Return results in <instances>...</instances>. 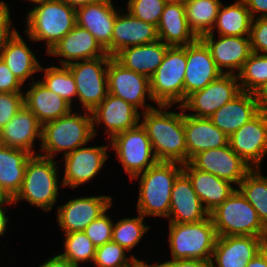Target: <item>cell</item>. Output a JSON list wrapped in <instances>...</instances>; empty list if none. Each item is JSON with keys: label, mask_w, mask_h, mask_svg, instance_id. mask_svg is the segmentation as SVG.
Masks as SVG:
<instances>
[{"label": "cell", "mask_w": 267, "mask_h": 267, "mask_svg": "<svg viewBox=\"0 0 267 267\" xmlns=\"http://www.w3.org/2000/svg\"><path fill=\"white\" fill-rule=\"evenodd\" d=\"M183 172L209 214L236 190L231 182L208 172L195 169L189 162L183 164Z\"/></svg>", "instance_id": "29"}, {"label": "cell", "mask_w": 267, "mask_h": 267, "mask_svg": "<svg viewBox=\"0 0 267 267\" xmlns=\"http://www.w3.org/2000/svg\"><path fill=\"white\" fill-rule=\"evenodd\" d=\"M113 197L110 195H87L70 199L58 205L56 208V220L64 234L69 232L84 231V229L112 204Z\"/></svg>", "instance_id": "14"}, {"label": "cell", "mask_w": 267, "mask_h": 267, "mask_svg": "<svg viewBox=\"0 0 267 267\" xmlns=\"http://www.w3.org/2000/svg\"><path fill=\"white\" fill-rule=\"evenodd\" d=\"M210 216L182 171L174 181L168 222L197 223Z\"/></svg>", "instance_id": "25"}, {"label": "cell", "mask_w": 267, "mask_h": 267, "mask_svg": "<svg viewBox=\"0 0 267 267\" xmlns=\"http://www.w3.org/2000/svg\"><path fill=\"white\" fill-rule=\"evenodd\" d=\"M108 142V143H107ZM110 141L99 146L88 144L77 148L75 151L63 156L61 177L62 185L71 189H77L86 183L93 181L102 172L109 158Z\"/></svg>", "instance_id": "11"}, {"label": "cell", "mask_w": 267, "mask_h": 267, "mask_svg": "<svg viewBox=\"0 0 267 267\" xmlns=\"http://www.w3.org/2000/svg\"><path fill=\"white\" fill-rule=\"evenodd\" d=\"M210 216L217 236H254L267 241V228L237 188Z\"/></svg>", "instance_id": "7"}, {"label": "cell", "mask_w": 267, "mask_h": 267, "mask_svg": "<svg viewBox=\"0 0 267 267\" xmlns=\"http://www.w3.org/2000/svg\"><path fill=\"white\" fill-rule=\"evenodd\" d=\"M170 260H211L216 230L211 216L197 223L169 222L167 225Z\"/></svg>", "instance_id": "6"}, {"label": "cell", "mask_w": 267, "mask_h": 267, "mask_svg": "<svg viewBox=\"0 0 267 267\" xmlns=\"http://www.w3.org/2000/svg\"><path fill=\"white\" fill-rule=\"evenodd\" d=\"M23 1H24V0H23ZM25 1H27V2L30 3V4H33V3H35V2L42 1V0H25Z\"/></svg>", "instance_id": "58"}, {"label": "cell", "mask_w": 267, "mask_h": 267, "mask_svg": "<svg viewBox=\"0 0 267 267\" xmlns=\"http://www.w3.org/2000/svg\"><path fill=\"white\" fill-rule=\"evenodd\" d=\"M267 245L262 237L218 236L212 254L213 267H246Z\"/></svg>", "instance_id": "21"}, {"label": "cell", "mask_w": 267, "mask_h": 267, "mask_svg": "<svg viewBox=\"0 0 267 267\" xmlns=\"http://www.w3.org/2000/svg\"><path fill=\"white\" fill-rule=\"evenodd\" d=\"M128 253L130 252L116 242H107L96 248L93 265L95 267H135L139 262H148L136 258L134 252Z\"/></svg>", "instance_id": "41"}, {"label": "cell", "mask_w": 267, "mask_h": 267, "mask_svg": "<svg viewBox=\"0 0 267 267\" xmlns=\"http://www.w3.org/2000/svg\"><path fill=\"white\" fill-rule=\"evenodd\" d=\"M189 163L195 169L216 175L235 186H238L252 169L231 149L229 143L220 148L201 151L194 155Z\"/></svg>", "instance_id": "17"}, {"label": "cell", "mask_w": 267, "mask_h": 267, "mask_svg": "<svg viewBox=\"0 0 267 267\" xmlns=\"http://www.w3.org/2000/svg\"><path fill=\"white\" fill-rule=\"evenodd\" d=\"M91 114L94 137L99 132L96 129L103 126L105 139L110 141L115 135L136 127L140 123L141 112L120 97L108 93Z\"/></svg>", "instance_id": "15"}, {"label": "cell", "mask_w": 267, "mask_h": 267, "mask_svg": "<svg viewBox=\"0 0 267 267\" xmlns=\"http://www.w3.org/2000/svg\"><path fill=\"white\" fill-rule=\"evenodd\" d=\"M31 156L28 151L0 145V183L12 198L21 189L27 161Z\"/></svg>", "instance_id": "33"}, {"label": "cell", "mask_w": 267, "mask_h": 267, "mask_svg": "<svg viewBox=\"0 0 267 267\" xmlns=\"http://www.w3.org/2000/svg\"><path fill=\"white\" fill-rule=\"evenodd\" d=\"M112 206L113 204L83 231L96 248L112 241L114 221L112 216L109 217V210Z\"/></svg>", "instance_id": "43"}, {"label": "cell", "mask_w": 267, "mask_h": 267, "mask_svg": "<svg viewBox=\"0 0 267 267\" xmlns=\"http://www.w3.org/2000/svg\"><path fill=\"white\" fill-rule=\"evenodd\" d=\"M167 1L185 3L187 0H167Z\"/></svg>", "instance_id": "57"}, {"label": "cell", "mask_w": 267, "mask_h": 267, "mask_svg": "<svg viewBox=\"0 0 267 267\" xmlns=\"http://www.w3.org/2000/svg\"><path fill=\"white\" fill-rule=\"evenodd\" d=\"M249 39L253 53L267 54V18L252 19Z\"/></svg>", "instance_id": "45"}, {"label": "cell", "mask_w": 267, "mask_h": 267, "mask_svg": "<svg viewBox=\"0 0 267 267\" xmlns=\"http://www.w3.org/2000/svg\"><path fill=\"white\" fill-rule=\"evenodd\" d=\"M185 15L193 33L200 38L210 33L215 25L221 0H187Z\"/></svg>", "instance_id": "35"}, {"label": "cell", "mask_w": 267, "mask_h": 267, "mask_svg": "<svg viewBox=\"0 0 267 267\" xmlns=\"http://www.w3.org/2000/svg\"><path fill=\"white\" fill-rule=\"evenodd\" d=\"M186 61L184 101L188 95L204 89L223 74L215 64L208 47L200 38L186 45Z\"/></svg>", "instance_id": "19"}, {"label": "cell", "mask_w": 267, "mask_h": 267, "mask_svg": "<svg viewBox=\"0 0 267 267\" xmlns=\"http://www.w3.org/2000/svg\"><path fill=\"white\" fill-rule=\"evenodd\" d=\"M13 202V198L6 192L0 183V203Z\"/></svg>", "instance_id": "55"}, {"label": "cell", "mask_w": 267, "mask_h": 267, "mask_svg": "<svg viewBox=\"0 0 267 267\" xmlns=\"http://www.w3.org/2000/svg\"><path fill=\"white\" fill-rule=\"evenodd\" d=\"M156 267H213L211 260L200 259H184V260H169L167 258L161 263H153Z\"/></svg>", "instance_id": "48"}, {"label": "cell", "mask_w": 267, "mask_h": 267, "mask_svg": "<svg viewBox=\"0 0 267 267\" xmlns=\"http://www.w3.org/2000/svg\"><path fill=\"white\" fill-rule=\"evenodd\" d=\"M111 56L77 61L67 65L77 88L76 104L84 111H93L107 96V67Z\"/></svg>", "instance_id": "10"}, {"label": "cell", "mask_w": 267, "mask_h": 267, "mask_svg": "<svg viewBox=\"0 0 267 267\" xmlns=\"http://www.w3.org/2000/svg\"><path fill=\"white\" fill-rule=\"evenodd\" d=\"M62 1H64L65 3L70 5L71 7H74L75 9H77L78 7L92 4V3H96V2H99L101 0H62Z\"/></svg>", "instance_id": "54"}, {"label": "cell", "mask_w": 267, "mask_h": 267, "mask_svg": "<svg viewBox=\"0 0 267 267\" xmlns=\"http://www.w3.org/2000/svg\"><path fill=\"white\" fill-rule=\"evenodd\" d=\"M170 46L157 40L152 43L127 47L113 58L123 67L150 78L163 62Z\"/></svg>", "instance_id": "32"}, {"label": "cell", "mask_w": 267, "mask_h": 267, "mask_svg": "<svg viewBox=\"0 0 267 267\" xmlns=\"http://www.w3.org/2000/svg\"><path fill=\"white\" fill-rule=\"evenodd\" d=\"M24 106V92H0V130Z\"/></svg>", "instance_id": "44"}, {"label": "cell", "mask_w": 267, "mask_h": 267, "mask_svg": "<svg viewBox=\"0 0 267 267\" xmlns=\"http://www.w3.org/2000/svg\"><path fill=\"white\" fill-rule=\"evenodd\" d=\"M184 131L187 162L197 153L226 146L228 136L219 130L210 118L195 117L184 112Z\"/></svg>", "instance_id": "28"}, {"label": "cell", "mask_w": 267, "mask_h": 267, "mask_svg": "<svg viewBox=\"0 0 267 267\" xmlns=\"http://www.w3.org/2000/svg\"><path fill=\"white\" fill-rule=\"evenodd\" d=\"M124 8L118 12L114 22L112 43L110 44L111 57L127 47L159 40L155 25L135 18Z\"/></svg>", "instance_id": "24"}, {"label": "cell", "mask_w": 267, "mask_h": 267, "mask_svg": "<svg viewBox=\"0 0 267 267\" xmlns=\"http://www.w3.org/2000/svg\"><path fill=\"white\" fill-rule=\"evenodd\" d=\"M252 19L267 18V0H243Z\"/></svg>", "instance_id": "49"}, {"label": "cell", "mask_w": 267, "mask_h": 267, "mask_svg": "<svg viewBox=\"0 0 267 267\" xmlns=\"http://www.w3.org/2000/svg\"><path fill=\"white\" fill-rule=\"evenodd\" d=\"M252 17L243 0L219 7L216 22L210 33L222 36H249ZM216 31V32H215Z\"/></svg>", "instance_id": "34"}, {"label": "cell", "mask_w": 267, "mask_h": 267, "mask_svg": "<svg viewBox=\"0 0 267 267\" xmlns=\"http://www.w3.org/2000/svg\"><path fill=\"white\" fill-rule=\"evenodd\" d=\"M25 85L10 71L0 58V92H24Z\"/></svg>", "instance_id": "47"}, {"label": "cell", "mask_w": 267, "mask_h": 267, "mask_svg": "<svg viewBox=\"0 0 267 267\" xmlns=\"http://www.w3.org/2000/svg\"><path fill=\"white\" fill-rule=\"evenodd\" d=\"M30 48L17 30L0 54V58L23 85L35 81L34 74H38L42 65Z\"/></svg>", "instance_id": "30"}, {"label": "cell", "mask_w": 267, "mask_h": 267, "mask_svg": "<svg viewBox=\"0 0 267 267\" xmlns=\"http://www.w3.org/2000/svg\"><path fill=\"white\" fill-rule=\"evenodd\" d=\"M135 267H156L154 264L148 262H139Z\"/></svg>", "instance_id": "56"}, {"label": "cell", "mask_w": 267, "mask_h": 267, "mask_svg": "<svg viewBox=\"0 0 267 267\" xmlns=\"http://www.w3.org/2000/svg\"><path fill=\"white\" fill-rule=\"evenodd\" d=\"M8 3L4 0L0 1V54L5 48L8 40L16 33L18 29L15 28L10 14Z\"/></svg>", "instance_id": "46"}, {"label": "cell", "mask_w": 267, "mask_h": 267, "mask_svg": "<svg viewBox=\"0 0 267 267\" xmlns=\"http://www.w3.org/2000/svg\"><path fill=\"white\" fill-rule=\"evenodd\" d=\"M110 150H114L116 160L121 163L129 180L158 162L147 131L141 123L115 135L110 140Z\"/></svg>", "instance_id": "9"}, {"label": "cell", "mask_w": 267, "mask_h": 267, "mask_svg": "<svg viewBox=\"0 0 267 267\" xmlns=\"http://www.w3.org/2000/svg\"><path fill=\"white\" fill-rule=\"evenodd\" d=\"M6 205V206H5ZM11 205H15L13 202H5V203H0V237H3L6 234V231H8V222L10 221L8 215V206L11 207Z\"/></svg>", "instance_id": "51"}, {"label": "cell", "mask_w": 267, "mask_h": 267, "mask_svg": "<svg viewBox=\"0 0 267 267\" xmlns=\"http://www.w3.org/2000/svg\"><path fill=\"white\" fill-rule=\"evenodd\" d=\"M27 87L29 89H24V105L42 125L67 115L73 109L65 99L49 90L40 80L32 81Z\"/></svg>", "instance_id": "27"}, {"label": "cell", "mask_w": 267, "mask_h": 267, "mask_svg": "<svg viewBox=\"0 0 267 267\" xmlns=\"http://www.w3.org/2000/svg\"><path fill=\"white\" fill-rule=\"evenodd\" d=\"M261 110L267 111V84L256 94Z\"/></svg>", "instance_id": "53"}, {"label": "cell", "mask_w": 267, "mask_h": 267, "mask_svg": "<svg viewBox=\"0 0 267 267\" xmlns=\"http://www.w3.org/2000/svg\"><path fill=\"white\" fill-rule=\"evenodd\" d=\"M186 46H170L163 62L149 78L155 105H181L184 102Z\"/></svg>", "instance_id": "8"}, {"label": "cell", "mask_w": 267, "mask_h": 267, "mask_svg": "<svg viewBox=\"0 0 267 267\" xmlns=\"http://www.w3.org/2000/svg\"><path fill=\"white\" fill-rule=\"evenodd\" d=\"M114 5L112 0H101L76 9V24L87 29L109 56L116 15L123 8Z\"/></svg>", "instance_id": "20"}, {"label": "cell", "mask_w": 267, "mask_h": 267, "mask_svg": "<svg viewBox=\"0 0 267 267\" xmlns=\"http://www.w3.org/2000/svg\"><path fill=\"white\" fill-rule=\"evenodd\" d=\"M237 77L241 91L257 94L267 84V54L252 52Z\"/></svg>", "instance_id": "39"}, {"label": "cell", "mask_w": 267, "mask_h": 267, "mask_svg": "<svg viewBox=\"0 0 267 267\" xmlns=\"http://www.w3.org/2000/svg\"><path fill=\"white\" fill-rule=\"evenodd\" d=\"M107 83L108 93L120 97L138 111L142 109L141 113L156 107L151 104L154 100L150 92L149 78L126 69L113 57L109 60L107 67Z\"/></svg>", "instance_id": "12"}, {"label": "cell", "mask_w": 267, "mask_h": 267, "mask_svg": "<svg viewBox=\"0 0 267 267\" xmlns=\"http://www.w3.org/2000/svg\"><path fill=\"white\" fill-rule=\"evenodd\" d=\"M231 149L252 169L261 168L267 155V111L261 110L252 120L229 137Z\"/></svg>", "instance_id": "16"}, {"label": "cell", "mask_w": 267, "mask_h": 267, "mask_svg": "<svg viewBox=\"0 0 267 267\" xmlns=\"http://www.w3.org/2000/svg\"><path fill=\"white\" fill-rule=\"evenodd\" d=\"M38 267H78L72 264L67 259L62 258L59 254L49 257L42 264L38 265Z\"/></svg>", "instance_id": "50"}, {"label": "cell", "mask_w": 267, "mask_h": 267, "mask_svg": "<svg viewBox=\"0 0 267 267\" xmlns=\"http://www.w3.org/2000/svg\"><path fill=\"white\" fill-rule=\"evenodd\" d=\"M160 41L169 46H186L198 37L188 25L185 15V4L168 1L157 25Z\"/></svg>", "instance_id": "31"}, {"label": "cell", "mask_w": 267, "mask_h": 267, "mask_svg": "<svg viewBox=\"0 0 267 267\" xmlns=\"http://www.w3.org/2000/svg\"><path fill=\"white\" fill-rule=\"evenodd\" d=\"M144 220L145 217L138 212L135 217L114 220L112 241L131 254V250H134L138 243L142 241L145 233L150 230V226L146 225Z\"/></svg>", "instance_id": "38"}, {"label": "cell", "mask_w": 267, "mask_h": 267, "mask_svg": "<svg viewBox=\"0 0 267 267\" xmlns=\"http://www.w3.org/2000/svg\"><path fill=\"white\" fill-rule=\"evenodd\" d=\"M43 72L40 81L51 91L65 99L74 109L77 99V88L74 76L67 66H42L40 71ZM74 100V101H73Z\"/></svg>", "instance_id": "37"}, {"label": "cell", "mask_w": 267, "mask_h": 267, "mask_svg": "<svg viewBox=\"0 0 267 267\" xmlns=\"http://www.w3.org/2000/svg\"><path fill=\"white\" fill-rule=\"evenodd\" d=\"M241 92L237 75L222 74L204 89L194 91L181 104L191 116L210 118L216 110Z\"/></svg>", "instance_id": "13"}, {"label": "cell", "mask_w": 267, "mask_h": 267, "mask_svg": "<svg viewBox=\"0 0 267 267\" xmlns=\"http://www.w3.org/2000/svg\"><path fill=\"white\" fill-rule=\"evenodd\" d=\"M42 124L24 105L16 115L0 130L1 145L28 151L38 155L41 146ZM38 152V153H37Z\"/></svg>", "instance_id": "23"}, {"label": "cell", "mask_w": 267, "mask_h": 267, "mask_svg": "<svg viewBox=\"0 0 267 267\" xmlns=\"http://www.w3.org/2000/svg\"><path fill=\"white\" fill-rule=\"evenodd\" d=\"M167 0H128L125 4L132 16L157 27Z\"/></svg>", "instance_id": "42"}, {"label": "cell", "mask_w": 267, "mask_h": 267, "mask_svg": "<svg viewBox=\"0 0 267 267\" xmlns=\"http://www.w3.org/2000/svg\"><path fill=\"white\" fill-rule=\"evenodd\" d=\"M261 168L251 169L237 189L257 211L262 224L267 228V176Z\"/></svg>", "instance_id": "36"}, {"label": "cell", "mask_w": 267, "mask_h": 267, "mask_svg": "<svg viewBox=\"0 0 267 267\" xmlns=\"http://www.w3.org/2000/svg\"><path fill=\"white\" fill-rule=\"evenodd\" d=\"M260 111L261 107L257 95L241 91L231 101L216 110L210 120L229 138Z\"/></svg>", "instance_id": "26"}, {"label": "cell", "mask_w": 267, "mask_h": 267, "mask_svg": "<svg viewBox=\"0 0 267 267\" xmlns=\"http://www.w3.org/2000/svg\"><path fill=\"white\" fill-rule=\"evenodd\" d=\"M78 111L42 125L39 155L55 159L62 152L63 157L94 140L91 112Z\"/></svg>", "instance_id": "3"}, {"label": "cell", "mask_w": 267, "mask_h": 267, "mask_svg": "<svg viewBox=\"0 0 267 267\" xmlns=\"http://www.w3.org/2000/svg\"><path fill=\"white\" fill-rule=\"evenodd\" d=\"M32 7V8H31ZM25 12V36L44 42L46 54L76 25V9L62 0H42Z\"/></svg>", "instance_id": "2"}, {"label": "cell", "mask_w": 267, "mask_h": 267, "mask_svg": "<svg viewBox=\"0 0 267 267\" xmlns=\"http://www.w3.org/2000/svg\"><path fill=\"white\" fill-rule=\"evenodd\" d=\"M46 55L57 57L60 66L109 56L95 37L77 24Z\"/></svg>", "instance_id": "22"}, {"label": "cell", "mask_w": 267, "mask_h": 267, "mask_svg": "<svg viewBox=\"0 0 267 267\" xmlns=\"http://www.w3.org/2000/svg\"><path fill=\"white\" fill-rule=\"evenodd\" d=\"M174 105H156L140 114V123L147 131L153 153L158 162L187 163V146L184 131V111L170 108Z\"/></svg>", "instance_id": "1"}, {"label": "cell", "mask_w": 267, "mask_h": 267, "mask_svg": "<svg viewBox=\"0 0 267 267\" xmlns=\"http://www.w3.org/2000/svg\"><path fill=\"white\" fill-rule=\"evenodd\" d=\"M54 160L39 154L28 159L21 189L13 198L15 206L19 201H25L47 213L52 211L58 202L59 188H63L61 165Z\"/></svg>", "instance_id": "5"}, {"label": "cell", "mask_w": 267, "mask_h": 267, "mask_svg": "<svg viewBox=\"0 0 267 267\" xmlns=\"http://www.w3.org/2000/svg\"><path fill=\"white\" fill-rule=\"evenodd\" d=\"M64 236L62 243L64 252L59 254L62 258L78 267H82L81 265L87 264V262L93 264L96 247L83 231L69 232Z\"/></svg>", "instance_id": "40"}, {"label": "cell", "mask_w": 267, "mask_h": 267, "mask_svg": "<svg viewBox=\"0 0 267 267\" xmlns=\"http://www.w3.org/2000/svg\"><path fill=\"white\" fill-rule=\"evenodd\" d=\"M183 171V164L177 162H157L132 178L138 182L136 211L144 217L168 218L173 184Z\"/></svg>", "instance_id": "4"}, {"label": "cell", "mask_w": 267, "mask_h": 267, "mask_svg": "<svg viewBox=\"0 0 267 267\" xmlns=\"http://www.w3.org/2000/svg\"><path fill=\"white\" fill-rule=\"evenodd\" d=\"M246 267H267V245L248 262Z\"/></svg>", "instance_id": "52"}, {"label": "cell", "mask_w": 267, "mask_h": 267, "mask_svg": "<svg viewBox=\"0 0 267 267\" xmlns=\"http://www.w3.org/2000/svg\"><path fill=\"white\" fill-rule=\"evenodd\" d=\"M215 35L217 34H205L200 39L208 47L215 64L223 74L237 75L252 53L249 36Z\"/></svg>", "instance_id": "18"}]
</instances>
